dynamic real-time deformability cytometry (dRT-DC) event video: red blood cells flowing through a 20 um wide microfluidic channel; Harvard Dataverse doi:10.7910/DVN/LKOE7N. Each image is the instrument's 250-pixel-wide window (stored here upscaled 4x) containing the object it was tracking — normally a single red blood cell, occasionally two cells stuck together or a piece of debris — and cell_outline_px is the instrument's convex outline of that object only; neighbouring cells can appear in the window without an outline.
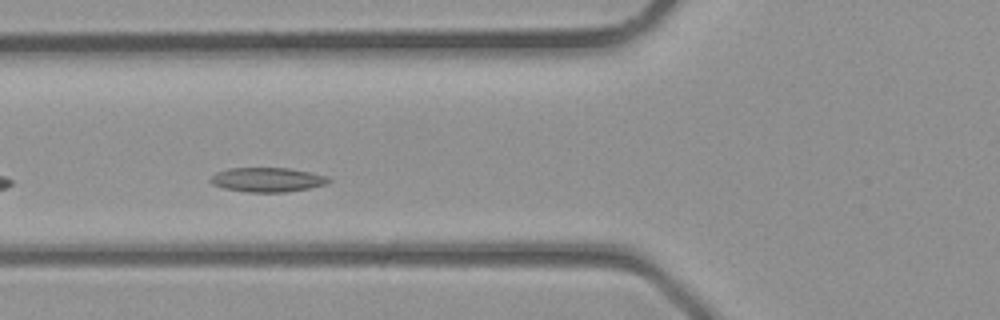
{"species": "common noctule bat (a hibernating species)", "species_latin": "Nyctalus noctula", "temperature_condition": "room temperature", "stored_images_in_passage": 23, "camera_frame_rate_fps": 3000, "um_per_image_px": 0.085, "animal": {"sex": "male", "body_mass_g": 23.1, "forearm_length_mm": 52.7}, "frame": {"image": 1, "passage_image": 6, "time_ms": 1.667, "image_size_px": [1000, 320], "cell_outline_px": [[332, 180], [328, 184], [288, 192], [248, 192], [224, 188], [212, 184], [208, 180], [216, 172], [228, 168], [288, 168], [308, 172], [324, 176]], "centroid_in_image_um": [22.69, 15.28], "position_along_channel_um": 103.1, "area_um2": 16.7}}
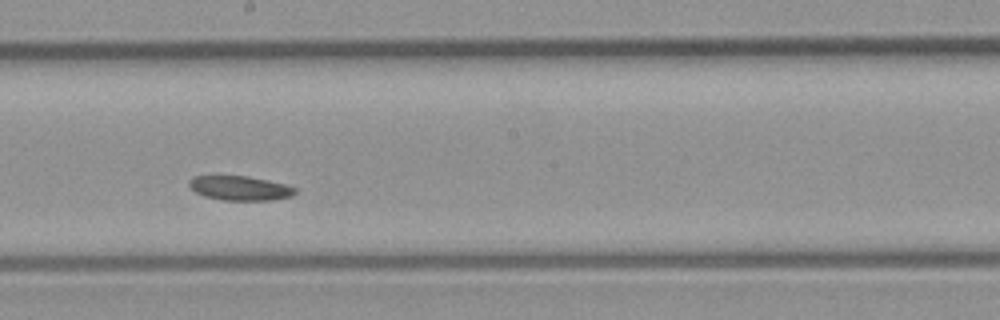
{"frame": {"image": 2, "passage_image": 13, "time_ms": 4.0, "image_size_px": [1000, 320], "cell_outline_px": [[296, 192], [292, 196], [272, 200], [220, 200], [204, 196], [196, 192], [188, 184], [188, 180], [192, 176], [248, 176], [268, 180], [284, 184], [296, 188]], "centroid_in_image_um": [20.38, 15.99], "position_along_channel_um": 227.8, "area_um2": 15.09}}
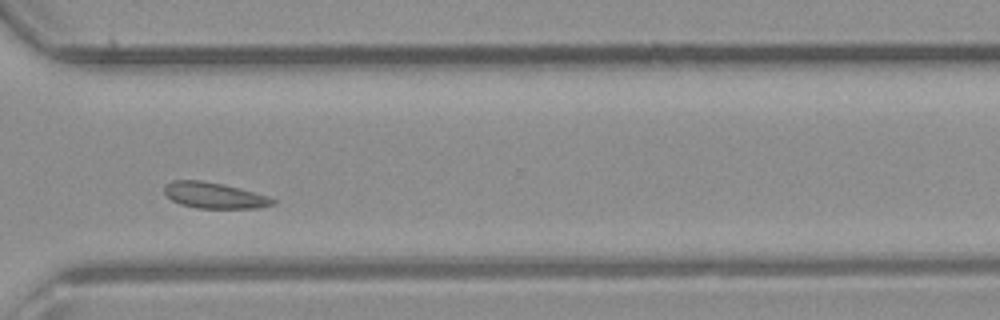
{"frame": {"image": 3, "passage_image": 20, "time_ms": 6.333, "image_size_px": [1000, 320], "cell_outline_px": [[276, 204], [260, 208], [196, 208], [180, 204], [172, 200], [164, 192], [164, 188], [172, 180], [200, 180], [224, 184], [268, 196], [276, 200]], "centroid_in_image_um": [18.24, 16.61], "position_along_channel_um": 352.4, "area_um2": 16.36}}